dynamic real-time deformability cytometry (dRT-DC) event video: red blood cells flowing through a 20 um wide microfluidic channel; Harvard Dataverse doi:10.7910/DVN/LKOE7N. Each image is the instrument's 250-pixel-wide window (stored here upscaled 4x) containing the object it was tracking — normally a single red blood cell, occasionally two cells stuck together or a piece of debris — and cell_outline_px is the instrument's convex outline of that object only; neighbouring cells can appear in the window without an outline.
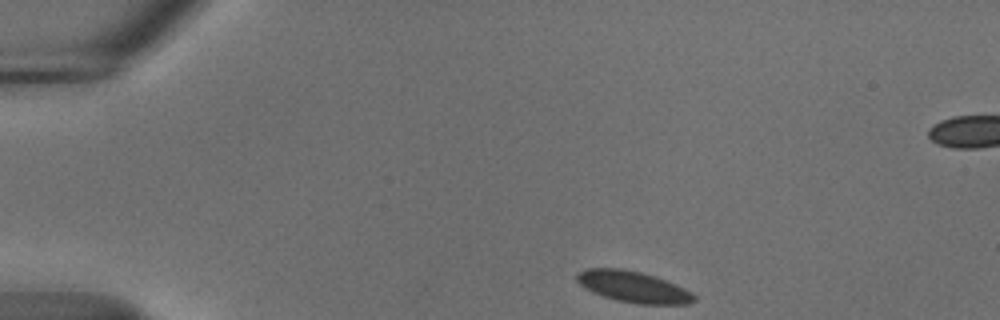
{"species": "common noctule bat (a hibernating species)", "species_latin": "Nyctalus noctula", "temperature_condition": "cold", "stored_images_in_passage": 11, "camera_frame_rate_fps": 3000, "um_per_image_px": 0.085, "animal": {"sex": "male", "body_mass_g": 18.8}, "frame": {"image": 1, "passage_image": 1, "time_ms": 0.0, "image_size_px": [1000, 320], "cell_outline_px": [[696, 300], [692, 304], [636, 304], [616, 300], [592, 292], [584, 288], [576, 280], [576, 276], [584, 268], [620, 268], [640, 272], [676, 284], [692, 292], [696, 296]], "centroid_in_image_um": [53.83, 24.39], "position_along_channel_um": 31.2, "area_um2": 21.33}}
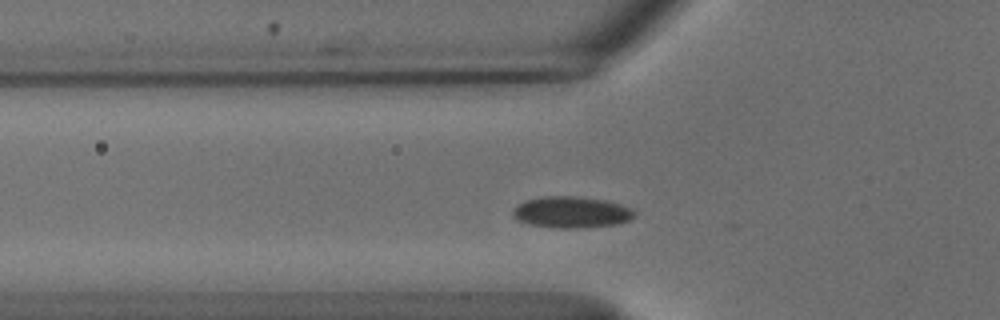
{"frame": {"image": 2, "passage_image": 10, "time_ms": 3.0, "image_size_px": [1000, 320], "cell_outline_px": [[636, 212], [628, 220], [616, 224], [576, 228], [560, 228], [528, 224], [516, 220], [512, 216], [512, 208], [516, 204], [524, 200], [544, 196], [576, 196], [604, 200], [620, 204], [632, 208]], "centroid_in_image_um": [48.49, 18.02], "position_along_channel_um": 77.3, "area_um2": 22.31}}